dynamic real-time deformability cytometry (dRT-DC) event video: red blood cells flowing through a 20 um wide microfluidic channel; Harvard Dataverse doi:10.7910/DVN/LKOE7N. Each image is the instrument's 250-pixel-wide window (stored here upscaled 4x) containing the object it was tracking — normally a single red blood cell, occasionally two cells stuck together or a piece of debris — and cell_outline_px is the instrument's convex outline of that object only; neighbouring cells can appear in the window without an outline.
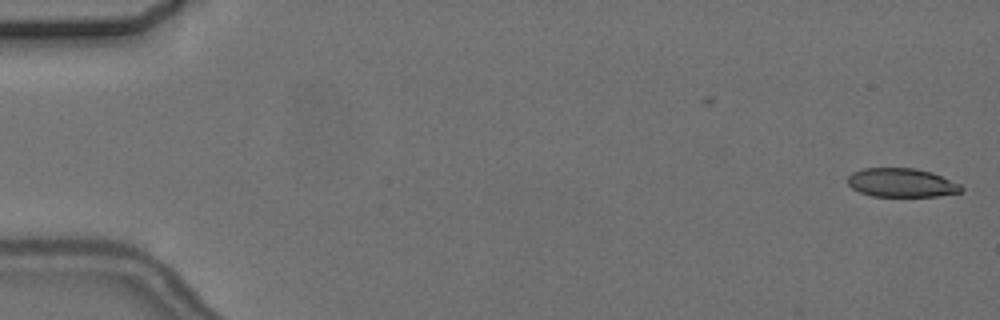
{"species": "common noctule bat (a hibernating species)", "species_latin": "Nyctalus noctula", "temperature_condition": "cold", "stored_images_in_passage": 7, "camera_frame_rate_fps": 3000, "um_per_image_px": 0.085, "animal": {"sex": "female", "body_mass_g": 24.6, "forearm_length_mm": 56.2}, "frame": {"image": 1, "passage_image": 1, "time_ms": 0.0, "image_size_px": [1000, 320], "cell_outline_px": [[964, 188], [960, 192], [936, 196], [872, 196], [860, 192], [852, 188], [848, 184], [848, 176], [852, 172], [864, 168], [916, 168], [932, 172], [960, 184]], "centroid_in_image_um": [76.62, 15.52], "position_along_channel_um": 8.4, "area_um2": 19.02}}
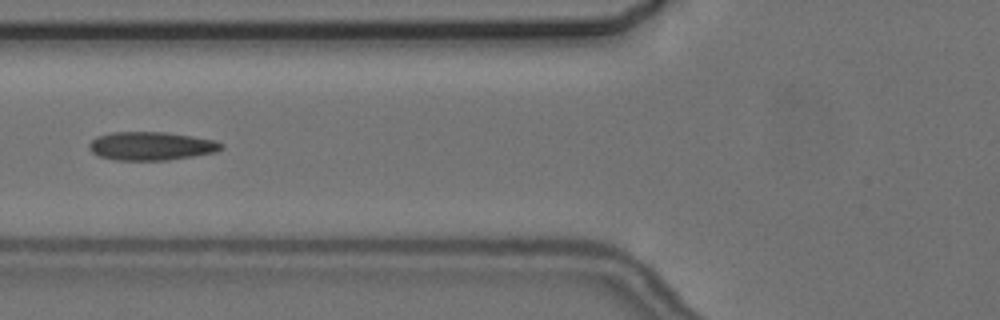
{"frame": {"image": 2, "passage_image": 7, "time_ms": 7.0, "image_size_px": [1000, 320], "cell_outline_px": [[224, 148], [216, 152], [168, 160], [116, 160], [100, 156], [92, 152], [88, 148], [88, 144], [96, 136], [112, 132], [164, 132], [192, 136], [216, 140], [224, 144]], "centroid_in_image_um": [12.86, 12.41], "position_along_channel_um": 112.9, "area_um2": 21.96}}